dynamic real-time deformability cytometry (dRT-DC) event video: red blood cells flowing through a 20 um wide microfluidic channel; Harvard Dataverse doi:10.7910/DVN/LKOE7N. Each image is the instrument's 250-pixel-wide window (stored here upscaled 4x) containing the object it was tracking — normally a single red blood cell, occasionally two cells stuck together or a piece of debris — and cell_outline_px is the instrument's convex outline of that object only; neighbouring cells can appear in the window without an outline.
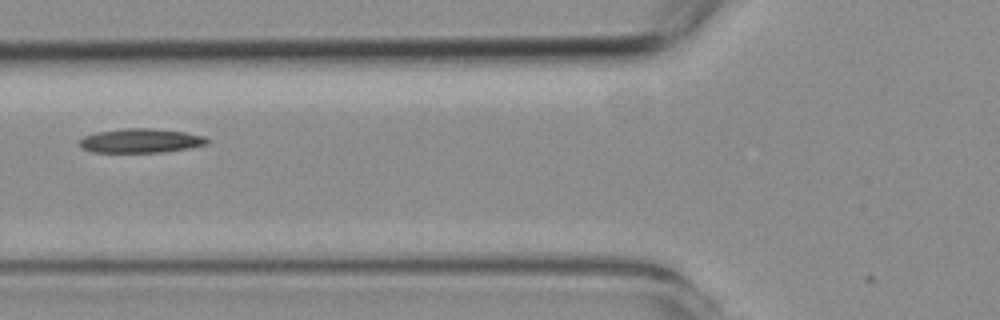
{"species": "common noctule bat (a hibernating species)", "species_latin": "Nyctalus noctula", "temperature_condition": "room temperature", "stored_images_in_passage": 7, "camera_frame_rate_fps": 3000, "um_per_image_px": 0.085, "animal": {"sex": "female", "body_mass_g": 19.3, "forearm_length_mm": 54.1}, "frame": {"image": 1, "passage_image": 6, "time_ms": 5.667, "image_size_px": [1000, 320], "cell_outline_px": [[208, 144], [188, 148], [160, 152], [92, 152], [84, 148], [80, 144], [80, 140], [84, 136], [96, 132], [120, 128], [152, 128], [184, 132], [204, 136], [208, 140]], "centroid_in_image_um": [11.95, 11.95], "position_along_channel_um": 113.8, "area_um2": 17.86}}
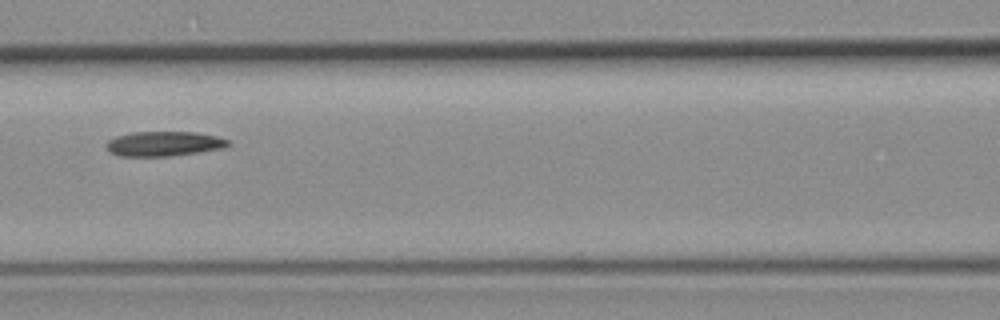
{"frame": {"image": 2, "passage_image": 7, "time_ms": 6.667, "image_size_px": [1000, 320], "cell_outline_px": [[232, 144], [220, 148], [196, 152], [168, 156], [120, 156], [108, 152], [108, 140], [116, 136], [132, 132], [196, 132], [216, 136], [228, 140]], "centroid_in_image_um": [13.91, 12.21], "position_along_channel_um": 152.7, "area_um2": 17.34}}